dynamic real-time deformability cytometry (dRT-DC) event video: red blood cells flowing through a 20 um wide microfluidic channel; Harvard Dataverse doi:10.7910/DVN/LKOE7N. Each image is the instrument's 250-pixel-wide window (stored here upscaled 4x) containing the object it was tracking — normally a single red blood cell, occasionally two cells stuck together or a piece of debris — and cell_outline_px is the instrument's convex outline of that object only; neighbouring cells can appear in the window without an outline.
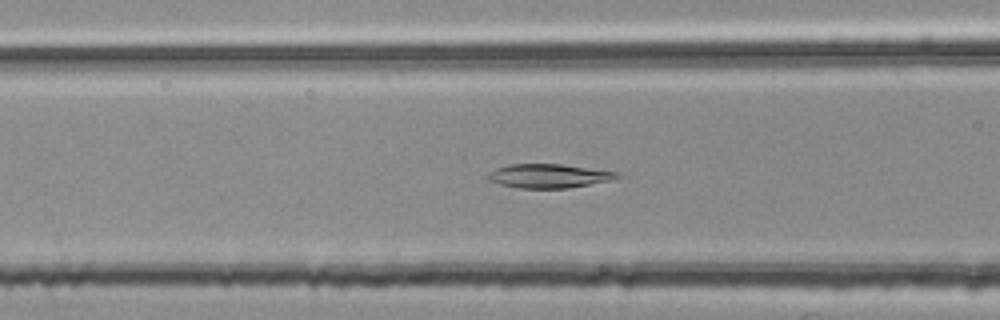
{"species": "common noctule bat (a hibernating species)", "species_latin": "Nyctalus noctula", "temperature_condition": "room temperature", "stored_images_in_passage": 40, "camera_frame_rate_fps": 3000, "um_per_image_px": 0.085, "animal": {"sex": "female", "body_mass_g": 25.1}, "frame": {"image": 1, "passage_image": 8, "time_ms": 2.333, "image_size_px": [1000, 320], "cell_outline_px": [[620, 176], [608, 180], [568, 188], [520, 188], [500, 184], [488, 180], [488, 172], [496, 168], [508, 164], [560, 164], [620, 172]], "centroid_in_image_um": [46.6, 14.94], "position_along_channel_um": 120.0, "area_um2": 17.8}}
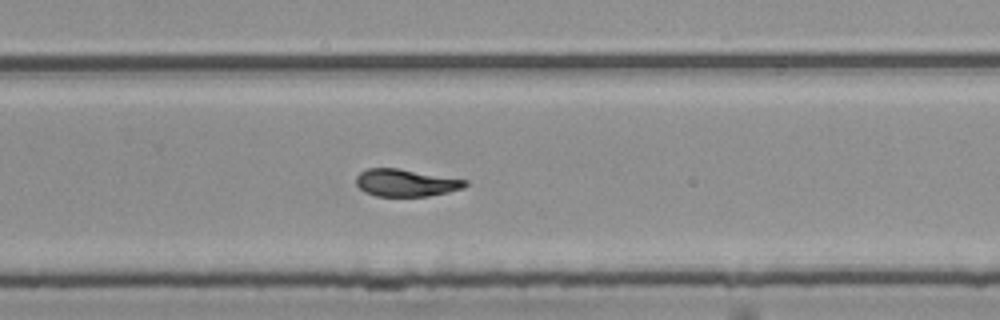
{"frame": {"image": 2, "passage_image": 22, "time_ms": 7.0, "image_size_px": [1000, 320], "cell_outline_px": [[468, 184], [464, 188], [448, 192], [428, 196], [376, 196], [364, 192], [356, 184], [356, 176], [360, 172], [368, 168], [400, 168], [468, 180]], "centroid_in_image_um": [34.5, 15.53], "position_along_channel_um": 295.3, "area_um2": 17.51}}
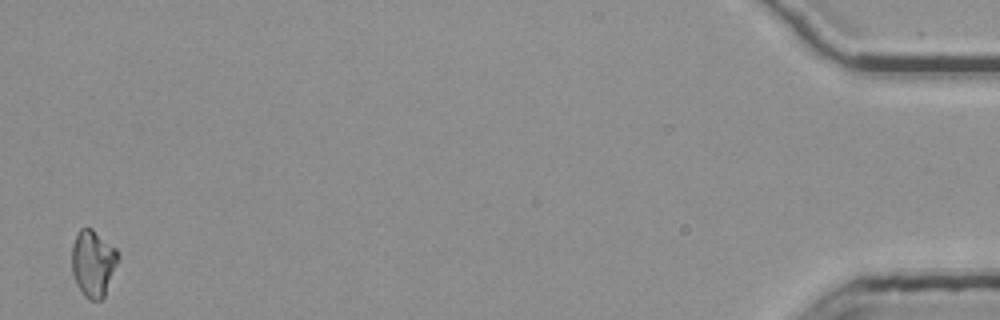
{"frame": {"image": 3, "passage_image": 40, "time_ms": 13.0, "image_size_px": [1000, 320], "cell_outline_px": [[120, 256], [104, 296], [100, 300], [92, 300], [84, 296], [76, 284], [72, 272], [72, 244], [80, 228], [92, 228], [116, 248]], "centroid_in_image_um": [7.91, 22.36], "position_along_channel_um": 427.3, "area_um2": 17.92}, "authors_computed_cell_mechanics": {"area_um2": 17.7446, "velocity_mm_per_s": 3.772, "shape_relaxation_time_tau1_ms": null, "shape_relaxation_time_tau2_ms": 2.2156, "deformation_change_tau1": null, "deformation_change_tau2": 0.0552}}